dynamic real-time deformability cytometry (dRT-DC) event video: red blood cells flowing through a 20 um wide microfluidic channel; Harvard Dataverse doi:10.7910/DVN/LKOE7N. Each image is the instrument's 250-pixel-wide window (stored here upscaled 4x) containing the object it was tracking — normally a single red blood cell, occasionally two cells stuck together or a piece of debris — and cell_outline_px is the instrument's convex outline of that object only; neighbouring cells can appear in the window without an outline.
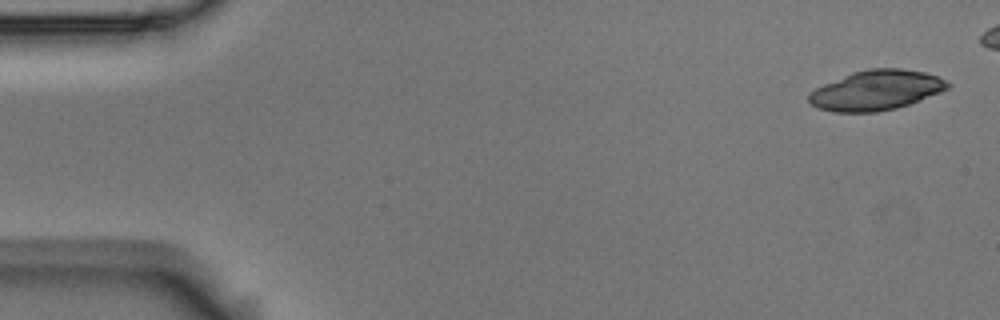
{"species": "Egyptian fruit bat (a non-hibernating species)", "species_latin": "Rousettus aegyptiacus", "temperature_condition": "room temperature", "stored_images_in_passage": 5, "camera_frame_rate_fps": 3000, "um_per_image_px": 0.085, "animal": {"sex": "male"}, "frame": {"image": 1, "passage_image": 1, "time_ms": 0.0, "image_size_px": [1000, 320], "cell_outline_px": [[952, 84], [948, 88], [940, 92], [908, 104], [896, 108], [876, 112], [832, 112], [816, 108], [808, 100], [808, 96], [816, 88], [824, 84], [852, 72], [868, 68], [900, 68], [924, 72], [936, 76]], "centroid_in_image_um": [74.46, 7.67], "position_along_channel_um": 10.5, "area_um2": 32.08}}